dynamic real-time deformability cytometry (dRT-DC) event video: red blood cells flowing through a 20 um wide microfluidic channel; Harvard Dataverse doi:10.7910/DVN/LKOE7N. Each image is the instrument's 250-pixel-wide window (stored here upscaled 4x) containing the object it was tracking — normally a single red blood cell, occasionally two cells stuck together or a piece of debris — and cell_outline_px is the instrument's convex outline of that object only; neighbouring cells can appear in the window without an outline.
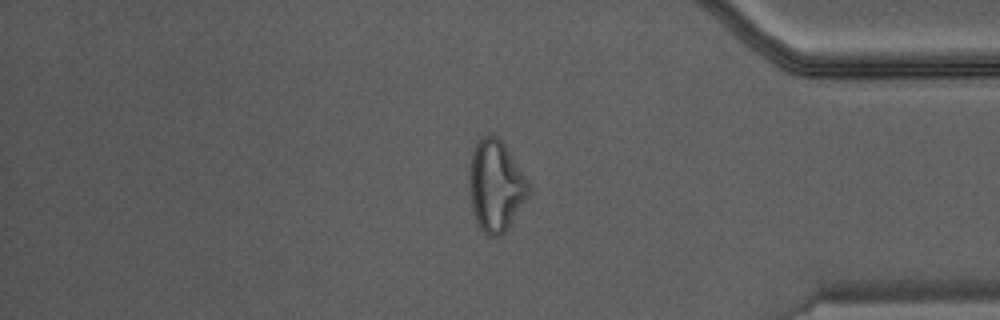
{"species": "Egyptian fruit bat (a non-hibernating species)", "species_latin": "Rousettus aegyptiacus", "temperature_condition": "warm", "stored_images_in_passage": 47, "camera_frame_rate_fps": 3000, "um_per_image_px": 0.085, "animal": {"sex": "male"}, "frame": {"image": 1, "passage_image": 40, "time_ms": 13.0, "image_size_px": [1000, 320], "cell_outline_px": [[532, 192], [508, 228], [500, 236], [488, 236], [480, 228], [476, 220], [472, 208], [468, 176], [468, 168], [472, 152], [480, 136], [488, 132], [496, 136], [504, 144], [528, 180], [532, 188]], "centroid_in_image_um": [42.14, 15.77], "position_along_channel_um": 393.1, "area_um2": 31.96}}
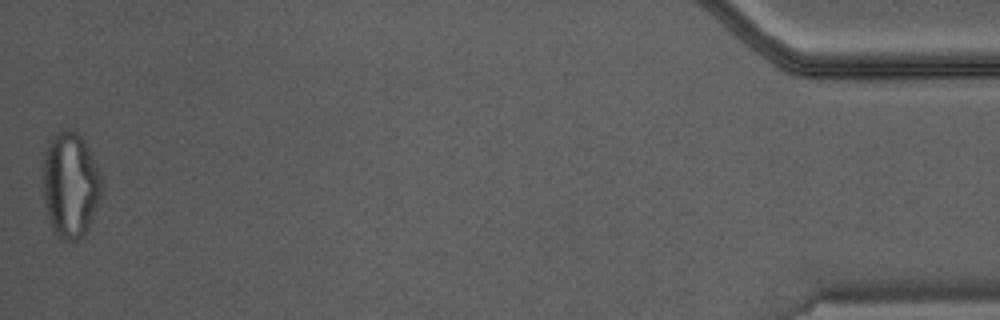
{"frame": {"image": 2, "passage_image": 47, "time_ms": 15.333, "image_size_px": [1000, 320], "cell_outline_px": [[104, 196], [84, 236], [76, 240], [68, 240], [56, 236], [48, 220], [44, 200], [44, 160], [48, 144], [64, 128], [72, 128], [84, 140], [100, 172], [104, 188]], "centroid_in_image_um": [6.04, 15.76], "position_along_channel_um": 429.2, "area_um2": 36.36}}